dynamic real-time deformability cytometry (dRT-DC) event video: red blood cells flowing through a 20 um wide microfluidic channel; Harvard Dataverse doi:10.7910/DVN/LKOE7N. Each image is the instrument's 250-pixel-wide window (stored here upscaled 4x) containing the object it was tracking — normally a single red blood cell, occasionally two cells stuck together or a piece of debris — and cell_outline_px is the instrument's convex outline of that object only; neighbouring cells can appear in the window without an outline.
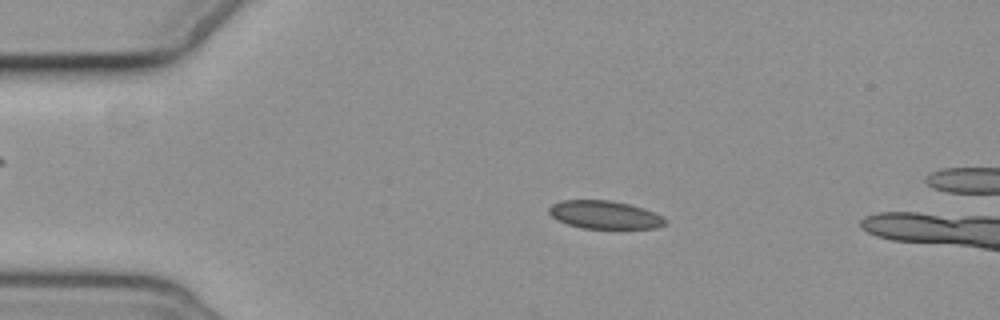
{"species": "common noctule bat (a hibernating species)", "species_latin": "Nyctalus noctula", "temperature_condition": "cold", "stored_images_in_passage": 7, "camera_frame_rate_fps": 3000, "um_per_image_px": 0.085, "animal": {"sex": "female", "body_mass_g": 19.3, "forearm_length_mm": 54.1}, "frame": {"image": 1, "passage_image": 2, "time_ms": 1.333, "image_size_px": [1000, 320], "cell_outline_px": [[668, 224], [656, 228], [580, 228], [556, 220], [548, 212], [548, 208], [552, 204], [564, 200], [608, 200], [628, 204], [644, 208], [668, 220]], "centroid_in_image_um": [51.39, 18.26], "position_along_channel_um": 33.6, "area_um2": 18.96}}
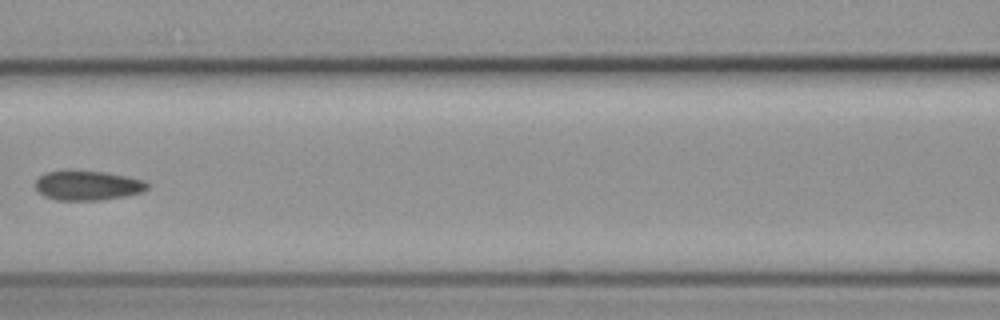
{"frame": {"image": 2, "passage_image": 6, "time_ms": 6.0, "image_size_px": [1000, 320], "cell_outline_px": [[152, 184], [148, 188], [140, 192], [124, 196], [104, 200], [56, 200], [44, 196], [36, 188], [36, 180], [44, 172], [68, 168], [104, 172], [128, 176], [144, 180]], "centroid_in_image_um": [7.44, 15.73], "position_along_channel_um": 159.2, "area_um2": 19.88}}
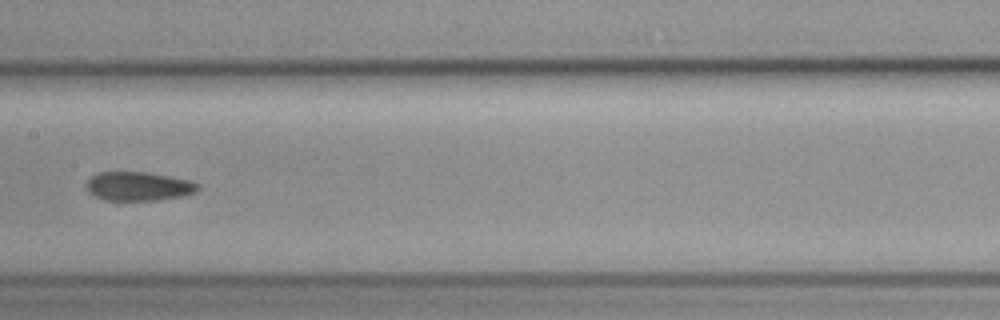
{"frame": {"image": 3, "passage_image": 7, "time_ms": 7.0, "image_size_px": [1000, 320], "cell_outline_px": [[200, 188], [196, 192], [184, 196], [160, 200], [104, 200], [88, 192], [88, 180], [92, 176], [100, 172], [148, 172], [188, 180], [200, 184]], "centroid_in_image_um": [11.82, 15.84], "position_along_channel_um": 195.6, "area_um2": 18.73}}